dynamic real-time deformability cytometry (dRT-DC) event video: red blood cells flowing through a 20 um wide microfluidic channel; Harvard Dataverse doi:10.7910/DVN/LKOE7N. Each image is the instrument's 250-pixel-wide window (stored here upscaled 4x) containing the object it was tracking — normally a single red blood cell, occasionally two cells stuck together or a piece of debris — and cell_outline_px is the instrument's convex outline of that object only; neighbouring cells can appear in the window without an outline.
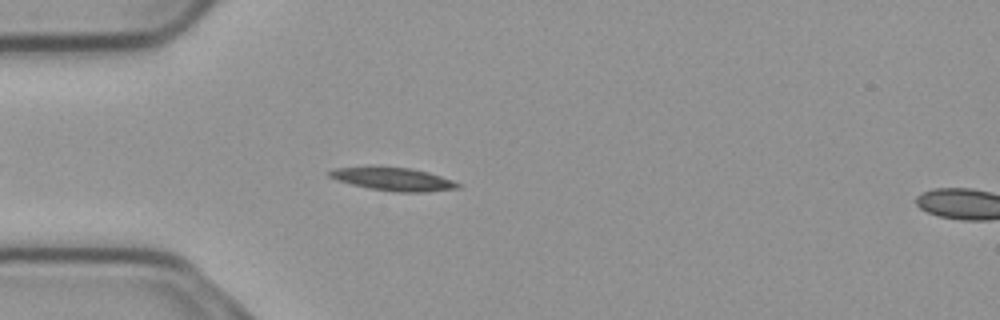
{"species": "common noctule bat (a hibernating species)", "species_latin": "Nyctalus noctula", "temperature_condition": "cold", "stored_images_in_passage": 45, "camera_frame_rate_fps": 3000, "um_per_image_px": 0.085, "animal": {"sex": "male", "body_mass_g": 23.1, "forearm_length_mm": 52.7}, "frame": {"image": 1, "passage_image": 5, "time_ms": 1.333, "image_size_px": [1000, 320], "cell_outline_px": [[460, 188], [428, 192], [396, 192], [368, 188], [336, 180], [328, 176], [328, 172], [336, 168], [408, 168], [440, 176], [452, 180], [460, 184]], "centroid_in_image_um": [33.45, 15.26], "position_along_channel_um": 51.5, "area_um2": 16.65}}
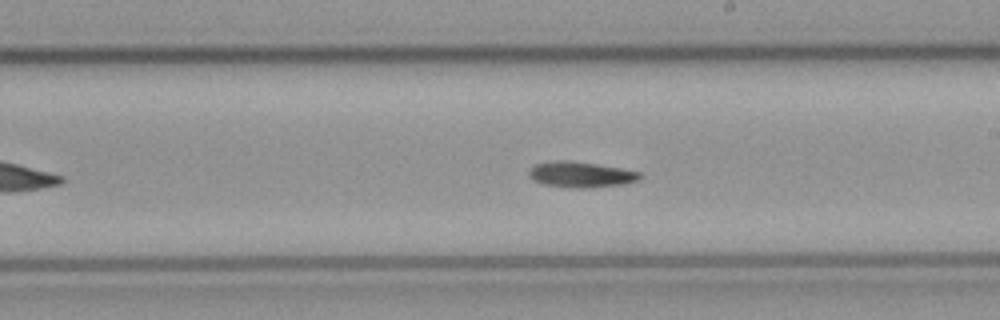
{"frame": {"image": 2, "passage_image": 21, "time_ms": 6.667, "image_size_px": [1000, 320], "cell_outline_px": [[640, 180], [624, 184], [592, 188], [572, 188], [544, 184], [532, 180], [528, 176], [528, 172], [536, 164], [560, 160], [568, 160], [596, 164], [620, 168], [640, 172]], "centroid_in_image_um": [49.37, 14.85], "position_along_channel_um": 239.6, "area_um2": 16.59}}
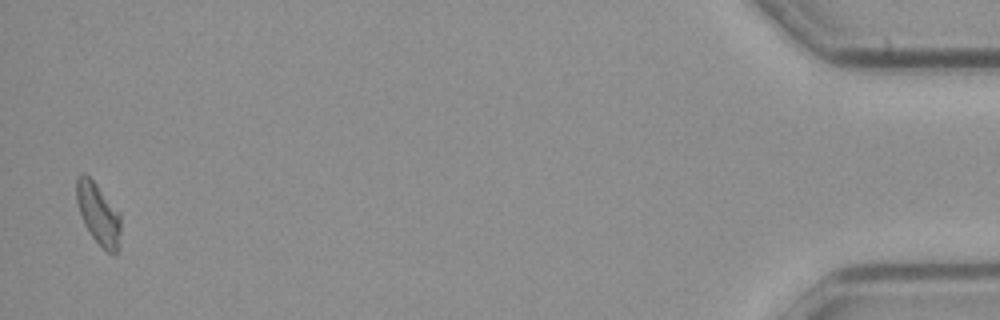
{"frame": {"image": 3, "passage_image": 44, "time_ms": 14.333, "image_size_px": [1000, 320], "cell_outline_px": [[120, 248], [112, 256], [92, 236], [84, 224], [76, 200], [76, 180], [80, 172], [84, 172], [96, 184], [120, 212]], "centroid_in_image_um": [8.37, 18.17], "position_along_channel_um": 426.8, "area_um2": 15.84}, "authors_computed_cell_mechanics": {"area_um2": 16.0684, "velocity_mm_per_s": 3.6929, "shape_relaxation_time_tau1_ms": 9.9332, "shape_relaxation_time_tau2_ms": null, "deformation_change_tau1": 0.2091, "deformation_change_tau2": null}}